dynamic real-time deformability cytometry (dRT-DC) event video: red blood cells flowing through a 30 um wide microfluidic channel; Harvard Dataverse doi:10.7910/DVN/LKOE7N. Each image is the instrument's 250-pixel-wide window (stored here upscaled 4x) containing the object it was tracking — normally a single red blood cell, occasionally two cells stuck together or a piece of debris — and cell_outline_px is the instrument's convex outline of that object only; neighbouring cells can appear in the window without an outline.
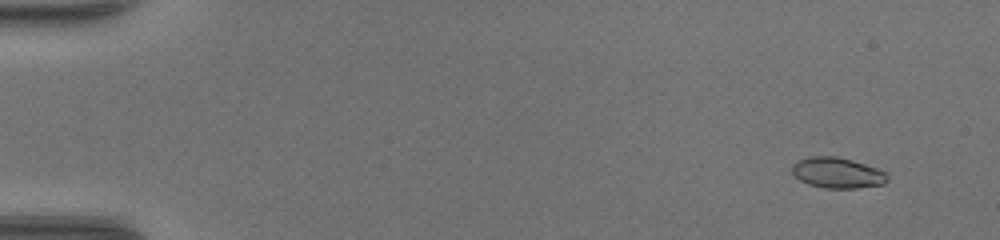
{"species": "common noctule bat (a hibernating species)", "species_latin": "Nyctalus noctula", "temperature_condition": "warm", "stored_images_in_passage": 18, "camera_frame_rate_fps": 3000, "um_per_image_px": 0.085, "animal": {"sex": "female", "body_mass_g": 17.0, "forearm_length_mm": 48.0}, "frame": {"image": 1, "passage_image": 1, "time_ms": 0.0, "image_size_px": [1000, 240], "cell_outline_px": [[888, 180], [884, 184], [856, 188], [824, 188], [808, 184], [800, 180], [792, 172], [792, 164], [796, 160], [812, 156], [836, 156], [852, 160], [876, 168], [884, 172], [888, 176]], "centroid_in_image_um": [71.15, 14.69], "position_along_channel_um": 13.8, "area_um2": 16.99}}
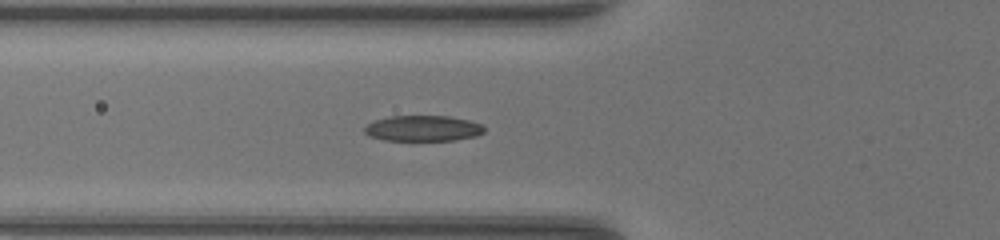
{"frame": {"image": 2, "passage_image": 16, "time_ms": 5.0, "image_size_px": [1000, 240], "cell_outline_px": [[484, 132], [476, 136], [456, 140], [384, 140], [368, 136], [364, 132], [364, 128], [372, 120], [388, 116], [448, 116], [468, 120], [480, 124], [484, 128]], "centroid_in_image_um": [35.91, 10.91], "position_along_channel_um": 89.9, "area_um2": 17.98}}
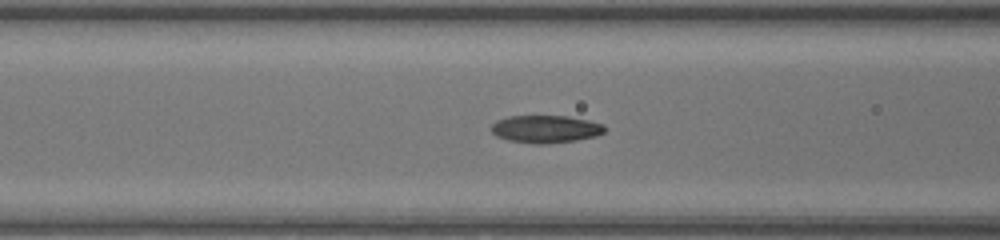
{"frame": {"image": 3, "passage_image": 18, "time_ms": 5.667, "image_size_px": [1000, 240], "cell_outline_px": [[608, 128], [604, 132], [596, 136], [576, 140], [544, 144], [532, 144], [508, 140], [496, 136], [492, 132], [492, 124], [496, 120], [508, 116], [568, 116], [588, 120], [604, 124]], "centroid_in_image_um": [46.39, 10.97], "position_along_channel_um": 120.2, "area_um2": 18.38}}